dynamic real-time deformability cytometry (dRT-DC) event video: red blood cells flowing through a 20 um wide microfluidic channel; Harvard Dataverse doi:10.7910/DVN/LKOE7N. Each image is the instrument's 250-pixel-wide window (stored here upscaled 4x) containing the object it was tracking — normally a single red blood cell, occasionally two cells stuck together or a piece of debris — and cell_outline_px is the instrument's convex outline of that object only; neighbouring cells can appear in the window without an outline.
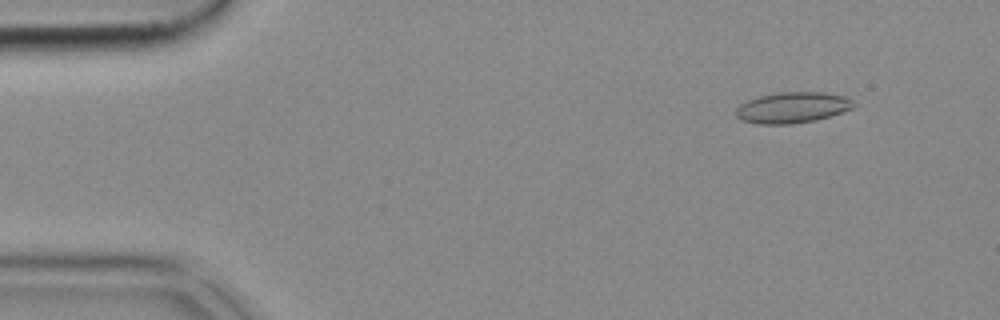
{"species": "common noctule bat (a hibernating species)", "species_latin": "Nyctalus noctula", "temperature_condition": "cold", "stored_images_in_passage": 51, "camera_frame_rate_fps": 3000, "um_per_image_px": 0.085, "animal": {"sex": "female", "body_mass_g": 18.4}, "frame": {"image": 1, "passage_image": 5, "time_ms": 1.333, "image_size_px": [1000, 320], "cell_outline_px": [[856, 104], [852, 108], [816, 120], [792, 124], [760, 124], [740, 120], [736, 116], [736, 108], [740, 104], [748, 100], [760, 96], [780, 92], [820, 92], [844, 96], [852, 100]], "centroid_in_image_um": [67.33, 9.15], "position_along_channel_um": 17.7, "area_um2": 21.04}}
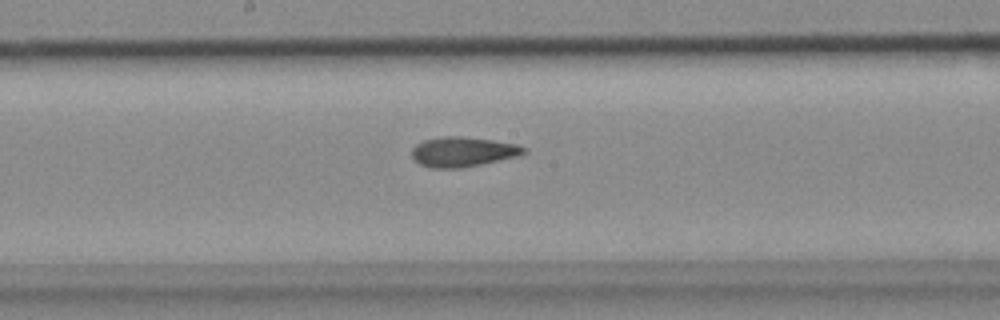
{"frame": {"image": 2, "passage_image": 27, "time_ms": 8.667, "image_size_px": [1000, 320], "cell_outline_px": [[528, 152], [516, 156], [480, 164], [460, 168], [432, 168], [420, 164], [412, 156], [412, 148], [416, 144], [424, 140], [444, 136], [460, 136], [492, 140], [516, 144], [528, 148]], "centroid_in_image_um": [39.34, 12.89], "position_along_channel_um": 208.9, "area_um2": 19.31}}
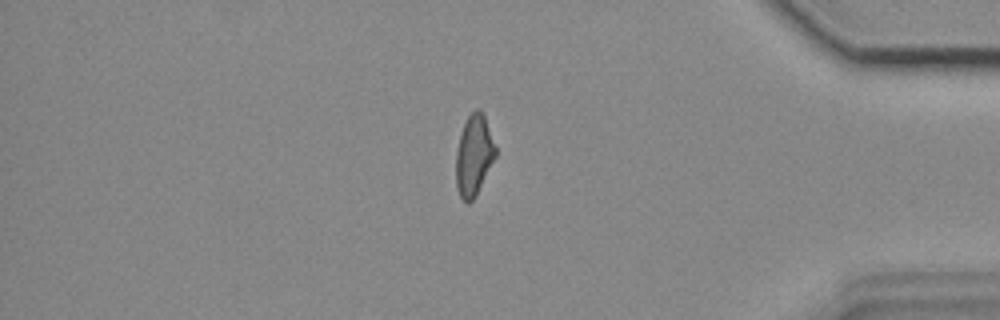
{"frame": {"image": 3, "passage_image": 44, "time_ms": 14.333, "image_size_px": [1000, 320], "cell_outline_px": [[496, 156], [476, 196], [468, 204], [460, 196], [456, 184], [456, 152], [460, 132], [468, 116], [476, 108], [480, 108], [484, 116], [496, 148]], "centroid_in_image_um": [40.27, 13.2], "position_along_channel_um": 394.9, "area_um2": 18.5}}